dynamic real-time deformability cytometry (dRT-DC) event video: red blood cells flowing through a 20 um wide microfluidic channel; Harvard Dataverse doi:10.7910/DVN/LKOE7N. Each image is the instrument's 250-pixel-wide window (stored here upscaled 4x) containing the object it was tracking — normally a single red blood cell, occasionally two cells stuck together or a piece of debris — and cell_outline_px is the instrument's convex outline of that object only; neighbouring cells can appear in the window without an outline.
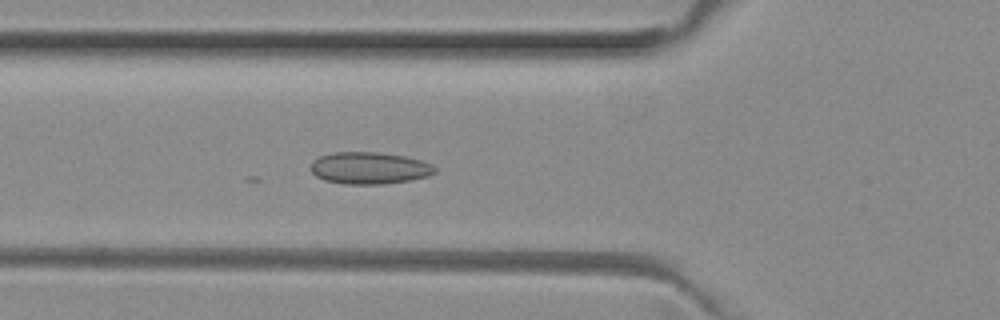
{"species": "common noctule bat (a hibernating species)", "species_latin": "Nyctalus noctula", "temperature_condition": "room temperature", "stored_images_in_passage": 47, "camera_frame_rate_fps": 3000, "um_per_image_px": 0.085, "animal": {"sex": "female", "body_mass_g": 29.2, "forearm_length_mm": 56.3}, "frame": {"image": 1, "passage_image": 14, "time_ms": 4.333, "image_size_px": [1000, 320], "cell_outline_px": [[436, 172], [428, 176], [412, 180], [384, 184], [344, 184], [324, 180], [316, 176], [312, 172], [312, 160], [320, 156], [332, 152], [376, 152], [404, 156], [420, 160], [432, 164], [436, 168]], "centroid_in_image_um": [31.4, 14.29], "position_along_channel_um": 94.4, "area_um2": 23.18}}
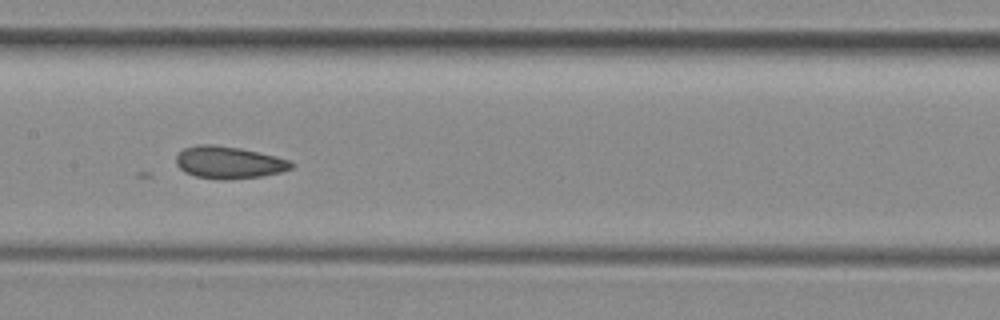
{"frame": {"image": 2, "passage_image": 21, "time_ms": 6.667, "image_size_px": [1000, 320], "cell_outline_px": [[296, 164], [292, 168], [280, 172], [260, 176], [228, 180], [220, 180], [196, 176], [184, 172], [176, 164], [176, 156], [184, 148], [200, 144], [212, 144], [240, 148], [276, 156], [288, 160]], "centroid_in_image_um": [19.44, 13.81], "position_along_channel_um": 188.0, "area_um2": 21.62}}
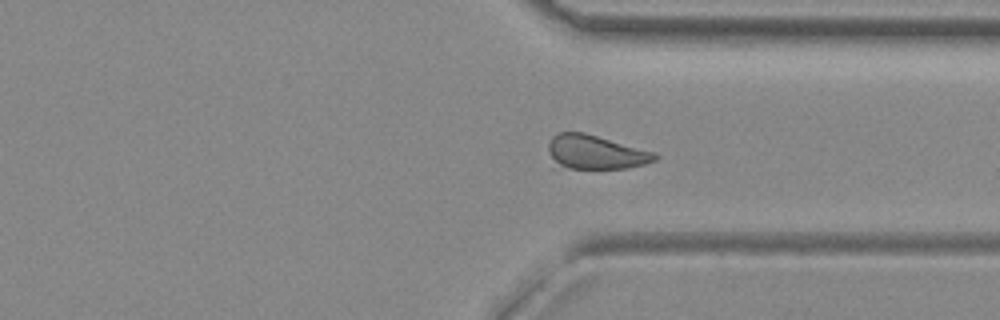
{"frame": {"image": 3, "passage_image": 34, "time_ms": 11.0, "image_size_px": [1000, 320], "cell_outline_px": [[660, 156], [656, 160], [644, 164], [628, 168], [568, 168], [560, 164], [548, 152], [548, 144], [552, 136], [560, 132], [584, 132], [656, 152]], "centroid_in_image_um": [50.69, 12.91], "position_along_channel_um": 360.7, "area_um2": 20.92}}